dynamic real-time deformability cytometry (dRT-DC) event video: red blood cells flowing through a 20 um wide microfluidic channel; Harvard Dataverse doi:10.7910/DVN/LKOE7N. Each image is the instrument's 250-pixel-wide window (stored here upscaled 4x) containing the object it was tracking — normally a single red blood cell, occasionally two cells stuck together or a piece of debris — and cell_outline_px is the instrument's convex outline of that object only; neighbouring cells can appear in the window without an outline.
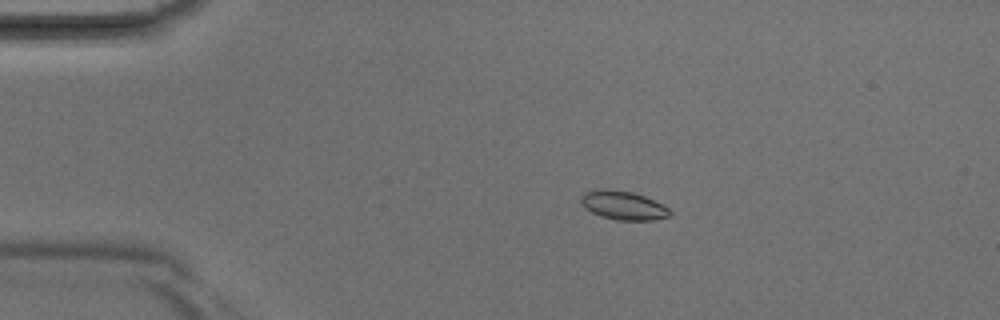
{"species": "Egyptian fruit bat (a non-hibernating species)", "species_latin": "Rousettus aegyptiacus", "temperature_condition": "room temperature", "stored_images_in_passage": 3, "camera_frame_rate_fps": 3000, "um_per_image_px": 0.085, "animal": {"sex": "male"}, "frame": {"image": 1, "passage_image": 2, "time_ms": 0.333, "image_size_px": [1000, 320], "cell_outline_px": [[672, 216], [652, 220], [616, 220], [600, 216], [592, 212], [580, 200], [580, 196], [584, 192], [600, 188], [608, 188], [632, 192], [644, 196], [664, 204], [672, 212]], "centroid_in_image_um": [53.01, 17.45], "position_along_channel_um": 32.0, "area_um2": 15.03}}